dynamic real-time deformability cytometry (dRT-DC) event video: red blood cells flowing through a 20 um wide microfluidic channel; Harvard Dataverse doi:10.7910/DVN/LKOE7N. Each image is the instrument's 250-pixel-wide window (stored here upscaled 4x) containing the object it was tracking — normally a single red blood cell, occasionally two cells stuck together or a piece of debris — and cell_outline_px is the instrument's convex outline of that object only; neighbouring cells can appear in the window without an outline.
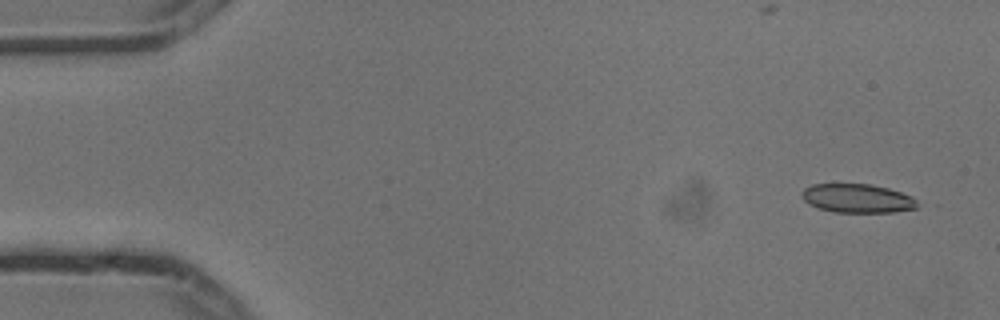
{"species": "common noctule bat (a hibernating species)", "species_latin": "Nyctalus noctula", "temperature_condition": "cold", "stored_images_in_passage": 5, "camera_frame_rate_fps": 3000, "um_per_image_px": 0.085, "animal": {"sex": "male", "body_mass_g": 13.3}, "frame": {"image": 1, "passage_image": 1, "time_ms": 0.0, "image_size_px": [1000, 320], "cell_outline_px": [[924, 204], [916, 208], [896, 212], [832, 212], [808, 204], [804, 200], [800, 192], [804, 188], [812, 184], [868, 184], [888, 188], [912, 196]], "centroid_in_image_um": [72.92, 16.86], "position_along_channel_um": 12.1, "area_um2": 19.65}}
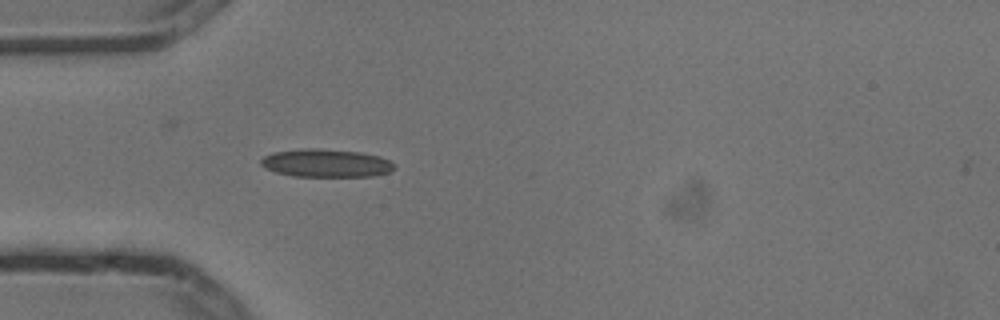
{"frame": {"image": 2, "passage_image": 5, "time_ms": 1.333, "image_size_px": [1000, 320], "cell_outline_px": [[392, 168], [388, 172], [372, 176], [292, 176], [276, 172], [264, 168], [260, 164], [260, 160], [264, 156], [272, 152], [304, 148], [320, 148], [360, 152], [380, 156], [388, 160], [392, 164]], "centroid_in_image_um": [27.64, 13.85], "position_along_channel_um": 57.4, "area_um2": 21.73}}